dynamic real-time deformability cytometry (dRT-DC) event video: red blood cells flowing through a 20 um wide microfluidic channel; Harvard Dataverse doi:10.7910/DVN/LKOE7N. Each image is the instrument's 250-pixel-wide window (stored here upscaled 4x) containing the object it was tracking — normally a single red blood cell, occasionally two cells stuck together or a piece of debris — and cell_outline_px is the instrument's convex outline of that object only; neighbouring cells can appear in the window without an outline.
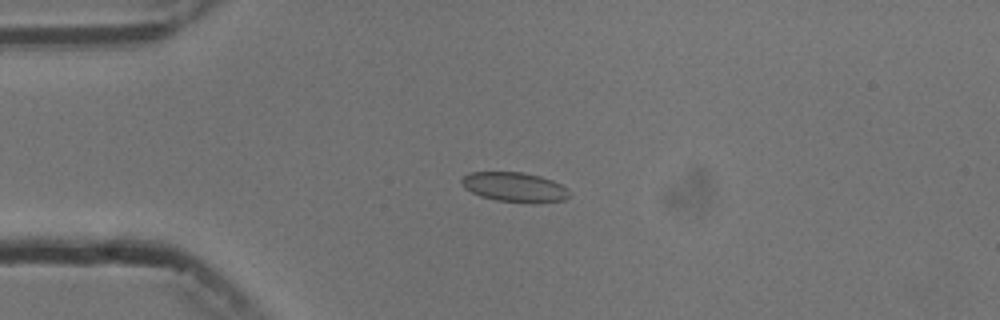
{"species": "common noctule bat (a hibernating species)", "species_latin": "Nyctalus noctula", "temperature_condition": "cold", "stored_images_in_passage": 4, "camera_frame_rate_fps": 3000, "um_per_image_px": 0.085, "animal": {"sex": "male", "body_mass_g": 13.3}, "frame": {"image": 1, "passage_image": 3, "time_ms": 2.667, "image_size_px": [1000, 320], "cell_outline_px": [[568, 196], [564, 200], [536, 204], [532, 204], [496, 200], [480, 196], [464, 188], [460, 180], [464, 176], [472, 172], [520, 172], [540, 176], [552, 180], [568, 188]], "centroid_in_image_um": [43.75, 15.92], "position_along_channel_um": 41.3, "area_um2": 18.73}}